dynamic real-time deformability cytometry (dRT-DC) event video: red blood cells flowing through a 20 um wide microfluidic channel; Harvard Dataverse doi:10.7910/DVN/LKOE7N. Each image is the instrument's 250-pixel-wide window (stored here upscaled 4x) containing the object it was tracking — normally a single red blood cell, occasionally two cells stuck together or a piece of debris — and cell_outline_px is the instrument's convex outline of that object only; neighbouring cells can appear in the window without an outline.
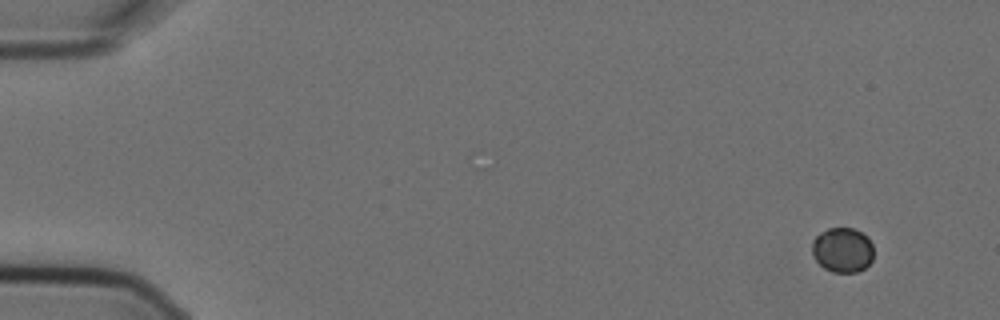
{"species": "Egyptian fruit bat (a non-hibernating species)", "species_latin": "Rousettus aegyptiacus", "temperature_condition": "cold", "stored_images_in_passage": 5, "segment_of_instrument_passage": [1, 2], "camera_frame_rate_fps": 3000, "um_per_image_px": 0.085, "animal": {"sex": "female"}, "frame": {"image": 1, "passage_image": 1, "time_ms": 0.0, "image_size_px": [1000, 320], "cell_outline_px": [[872, 260], [864, 268], [856, 272], [832, 272], [824, 268], [816, 260], [812, 252], [812, 240], [820, 232], [828, 228], [852, 228], [868, 236], [872, 244]], "centroid_in_image_um": [71.6, 21.24], "position_along_channel_um": 13.4, "area_um2": 16.07}}
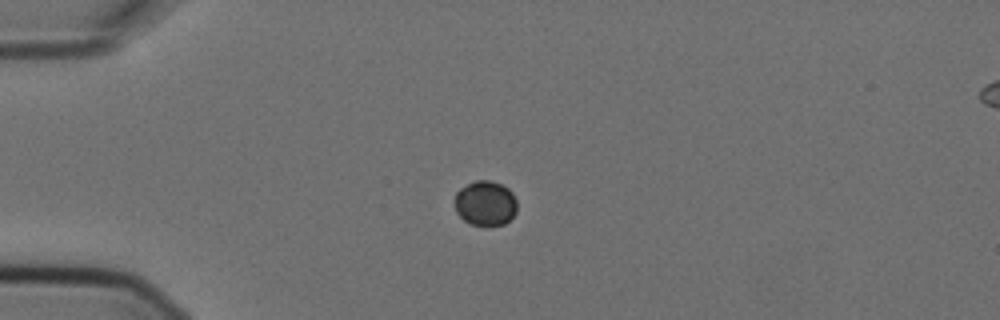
{"frame": {"image": 2, "passage_image": 4, "time_ms": 1.0, "image_size_px": [1000, 320], "cell_outline_px": [[516, 212], [504, 224], [488, 228], [484, 228], [472, 224], [464, 220], [456, 212], [456, 192], [460, 188], [476, 180], [488, 180], [500, 184], [508, 188], [512, 192], [516, 200]], "centroid_in_image_um": [41.26, 17.31], "position_along_channel_um": 43.7, "area_um2": 16.47}}